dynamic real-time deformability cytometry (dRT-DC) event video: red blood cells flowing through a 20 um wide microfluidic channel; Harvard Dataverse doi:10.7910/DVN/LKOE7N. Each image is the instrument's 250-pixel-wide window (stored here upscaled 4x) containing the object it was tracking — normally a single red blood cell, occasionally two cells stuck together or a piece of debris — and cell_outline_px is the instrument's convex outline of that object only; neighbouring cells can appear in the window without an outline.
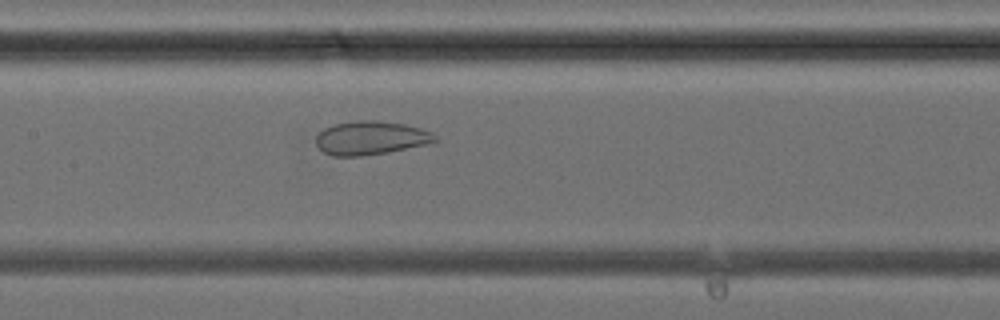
{"species": "common noctule bat (a hibernating species)", "species_latin": "Nyctalus noctula", "temperature_condition": "cold", "stored_images_in_passage": 39, "camera_frame_rate_fps": 3000, "um_per_image_px": 0.085, "animal": {"sex": "female", "body_mass_g": 24.6, "forearm_length_mm": 56.2}, "frame": {"image": 1, "passage_image": 19, "time_ms": 6.0, "image_size_px": [1000, 320], "cell_outline_px": [[436, 140], [424, 144], [384, 152], [360, 156], [332, 156], [324, 152], [316, 144], [316, 136], [324, 128], [336, 124], [356, 120], [376, 120], [404, 124], [420, 128], [432, 132], [436, 136]], "centroid_in_image_um": [31.46, 11.71], "position_along_channel_um": 175.9, "area_um2": 22.89}}
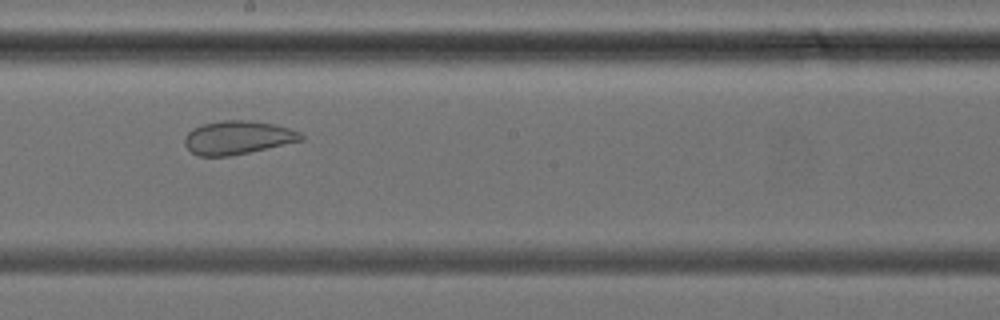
{"frame": {"image": 2, "passage_image": 22, "time_ms": 7.0, "image_size_px": [1000, 320], "cell_outline_px": [[304, 140], [248, 152], [228, 156], [196, 156], [184, 144], [184, 136], [192, 128], [204, 124], [224, 120], [248, 120], [276, 124], [300, 132], [304, 136]], "centroid_in_image_um": [20.19, 11.69], "position_along_channel_um": 228.0, "area_um2": 22.66}}
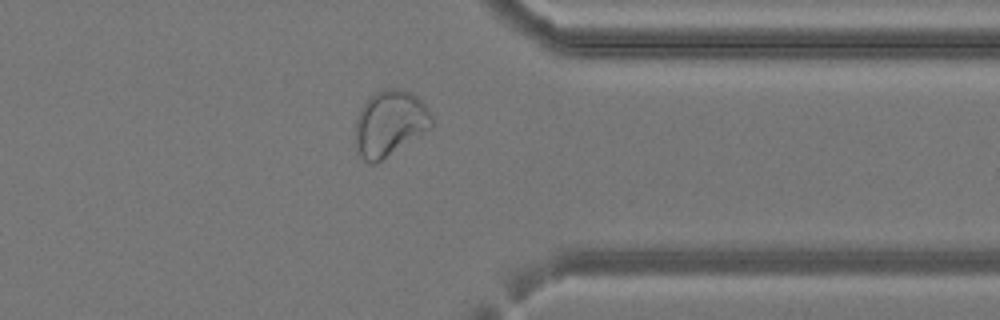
{"frame": {"image": 3, "passage_image": 31, "time_ms": 10.0, "image_size_px": [1000, 320], "cell_outline_px": [[432, 128], [376, 164], [368, 164], [356, 152], [356, 120], [360, 108], [368, 96], [384, 88], [400, 88], [416, 96], [428, 108], [432, 116]], "centroid_in_image_um": [33.12, 10.49], "position_along_channel_um": 378.3, "area_um2": 29.54}}